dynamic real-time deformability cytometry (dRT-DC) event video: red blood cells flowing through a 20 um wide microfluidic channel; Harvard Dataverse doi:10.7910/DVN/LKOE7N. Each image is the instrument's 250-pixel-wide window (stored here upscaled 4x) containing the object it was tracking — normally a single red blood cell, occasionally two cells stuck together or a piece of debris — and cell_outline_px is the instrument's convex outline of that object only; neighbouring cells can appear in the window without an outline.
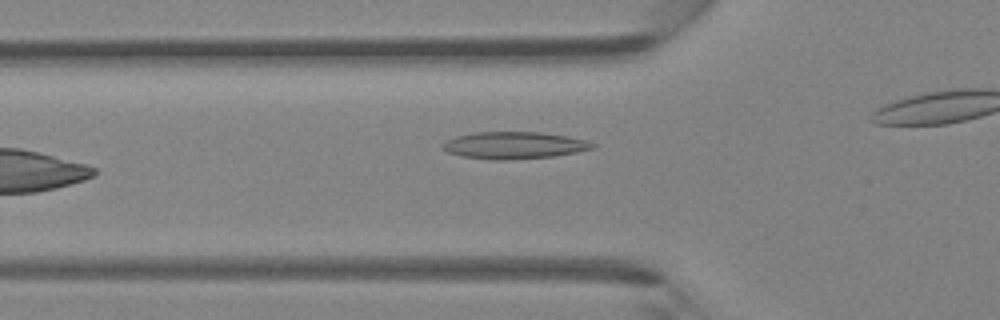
{"species": "Egyptian fruit bat (a non-hibernating species)", "species_latin": "Rousettus aegyptiacus", "temperature_condition": "room temperature", "stored_images_in_passage": 24, "camera_frame_rate_fps": 3000, "um_per_image_px": 0.085, "animal": {"sex": "female"}, "frame": {"image": 1, "passage_image": 3, "time_ms": 0.667, "image_size_px": [1000, 320], "cell_outline_px": [[596, 148], [576, 152], [552, 156], [508, 160], [492, 160], [460, 156], [448, 152], [440, 148], [448, 140], [456, 136], [476, 132], [540, 132], [568, 136], [584, 140], [596, 144]], "centroid_in_image_um": [43.7, 12.35], "position_along_channel_um": 82.1, "area_um2": 23.58}}
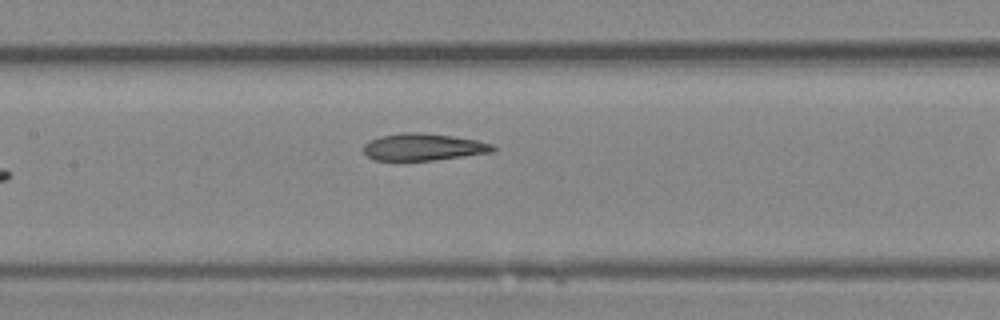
{"frame": {"image": 2, "passage_image": 9, "time_ms": 2.667, "image_size_px": [1000, 320], "cell_outline_px": [[496, 148], [492, 152], [432, 160], [376, 160], [368, 156], [364, 152], [364, 144], [380, 136], [400, 132], [420, 132], [452, 136], [476, 140], [492, 144]], "centroid_in_image_um": [35.97, 12.48], "position_along_channel_um": 171.4, "area_um2": 20.11}}
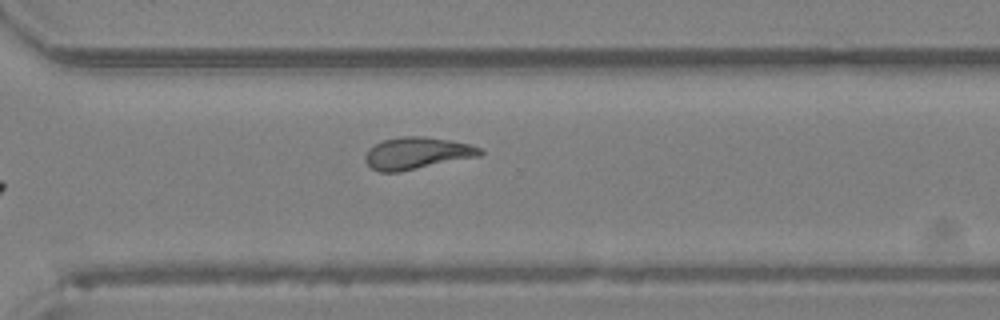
{"frame": {"image": 3, "passage_image": 20, "time_ms": 6.333, "image_size_px": [1000, 320], "cell_outline_px": [[484, 152], [480, 156], [400, 172], [380, 172], [372, 168], [364, 160], [364, 156], [368, 148], [384, 140], [400, 136], [424, 136], [448, 140], [468, 144], [484, 148]], "centroid_in_image_um": [35.45, 13.02], "position_along_channel_um": 335.2, "area_um2": 21.5}}